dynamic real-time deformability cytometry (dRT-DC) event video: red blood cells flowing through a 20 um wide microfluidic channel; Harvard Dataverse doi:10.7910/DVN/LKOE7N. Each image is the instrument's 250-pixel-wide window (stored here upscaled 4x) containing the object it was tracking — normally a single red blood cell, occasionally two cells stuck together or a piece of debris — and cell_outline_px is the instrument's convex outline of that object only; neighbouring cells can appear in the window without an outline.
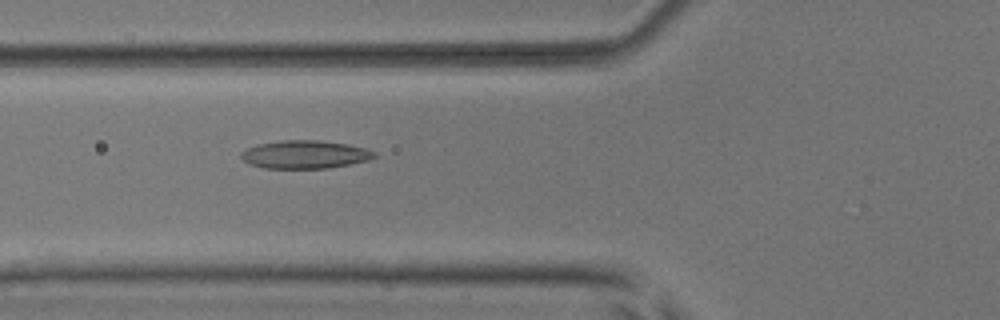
{"species": "common noctule bat (a hibernating species)", "species_latin": "Nyctalus noctula", "temperature_condition": "room temperature", "stored_images_in_passage": 53, "camera_frame_rate_fps": 3000, "um_per_image_px": 0.085, "animal": {"sex": "male", "body_mass_g": 17.9, "forearm_length_mm": 54.2}, "frame": {"image": 1, "passage_image": 20, "time_ms": 6.333, "image_size_px": [1000, 320], "cell_outline_px": [[376, 156], [368, 160], [328, 168], [264, 168], [248, 164], [240, 156], [240, 152], [256, 144], [280, 140], [320, 140], [348, 144], [364, 148], [376, 152]], "centroid_in_image_um": [25.88, 13.12], "position_along_channel_um": 99.9, "area_um2": 21.85}}
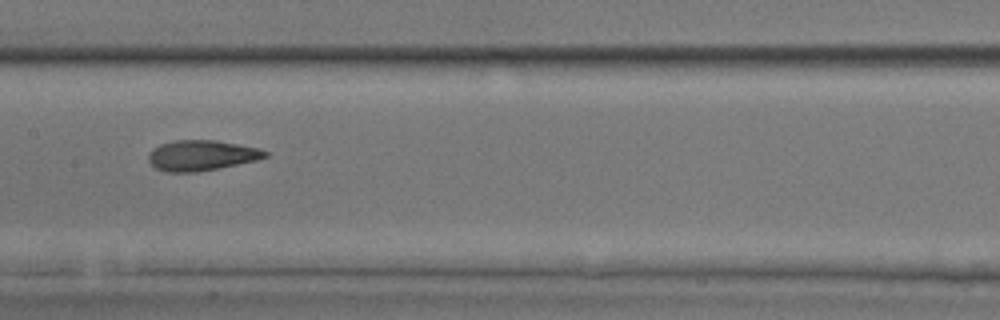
{"frame": {"image": 2, "passage_image": 27, "time_ms": 8.667, "image_size_px": [1000, 320], "cell_outline_px": [[268, 156], [256, 160], [220, 168], [196, 172], [168, 172], [156, 168], [148, 160], [148, 152], [152, 148], [160, 144], [172, 140], [216, 140], [260, 148], [268, 152]], "centroid_in_image_um": [17.11, 13.2], "position_along_channel_um": 190.3, "area_um2": 20.81}}
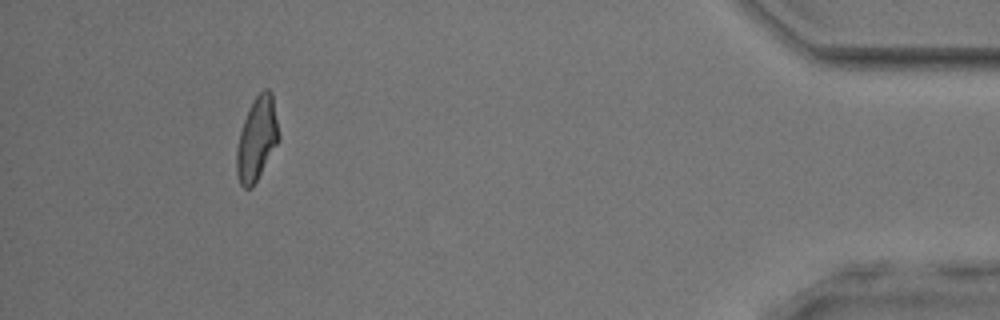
{"frame": {"image": 3, "passage_image": 49, "time_ms": 16.0, "image_size_px": [1000, 320], "cell_outline_px": [[280, 140], [252, 188], [244, 188], [240, 184], [236, 172], [236, 152], [240, 132], [244, 120], [256, 96], [264, 88], [268, 88], [272, 92], [280, 136]], "centroid_in_image_um": [21.85, 11.82], "position_along_channel_um": 413.4, "area_um2": 20.4}, "authors_computed_cell_mechanics": {"area_um2": 20.808, "velocity_mm_per_s": 3.875, "shape_relaxation_time_tau1_ms": 6.6116, "shape_relaxation_time_tau2_ms": 2.0087, "deformation_change_tau1": 0.1678, "deformation_change_tau2": 0.0901}}